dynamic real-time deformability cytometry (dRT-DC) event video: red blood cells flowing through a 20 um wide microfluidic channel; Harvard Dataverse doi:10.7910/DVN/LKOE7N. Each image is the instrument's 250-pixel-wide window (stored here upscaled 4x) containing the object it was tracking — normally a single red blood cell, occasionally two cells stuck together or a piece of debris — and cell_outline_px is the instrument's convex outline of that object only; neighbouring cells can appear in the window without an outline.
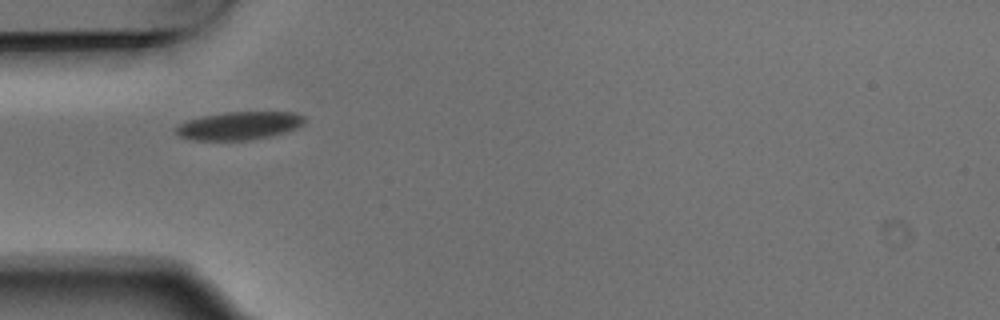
{"species": "Egyptian fruit bat (a non-hibernating species)", "species_latin": "Rousettus aegyptiacus", "temperature_condition": "warm", "stored_images_in_passage": 10, "camera_frame_rate_fps": 3000, "um_per_image_px": 0.085, "animal": {"sex": "male"}, "frame": {"image": 1, "passage_image": 1, "time_ms": 0.0, "image_size_px": [1000, 320], "cell_outline_px": [[304, 124], [296, 128], [284, 132], [268, 136], [244, 140], [196, 140], [180, 136], [176, 132], [176, 128], [180, 124], [188, 120], [204, 116], [224, 112], [292, 112], [304, 116]], "centroid_in_image_um": [20.34, 10.67], "position_along_channel_um": 64.7, "area_um2": 20.63}}
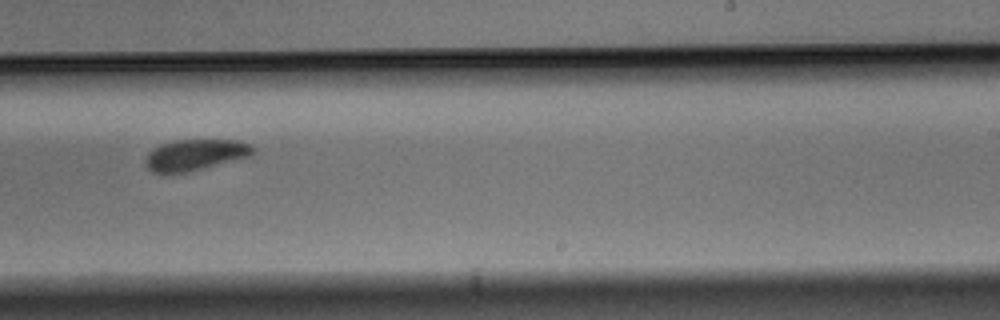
{"frame": {"image": 2, "passage_image": 6, "time_ms": 1.667, "image_size_px": [1000, 320], "cell_outline_px": [[256, 152], [252, 156], [188, 172], [164, 176], [160, 176], [152, 172], [148, 168], [144, 160], [148, 152], [160, 144], [172, 140], [236, 140], [252, 144], [256, 148]], "centroid_in_image_um": [16.57, 13.19], "position_along_channel_um": 272.4, "area_um2": 20.23}}
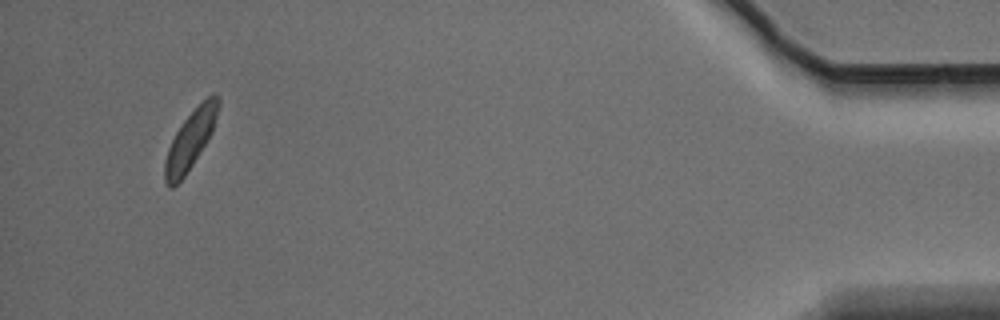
{"frame": {"image": 3, "passage_image": 10, "time_ms": 3.0, "image_size_px": [1000, 320], "cell_outline_px": [[220, 104], [212, 132], [192, 164], [184, 176], [172, 188], [168, 188], [164, 180], [164, 160], [168, 148], [180, 124], [212, 92], [216, 92], [220, 100]], "centroid_in_image_um": [16.17, 11.88], "position_along_channel_um": 419.0, "area_um2": 17.92}}